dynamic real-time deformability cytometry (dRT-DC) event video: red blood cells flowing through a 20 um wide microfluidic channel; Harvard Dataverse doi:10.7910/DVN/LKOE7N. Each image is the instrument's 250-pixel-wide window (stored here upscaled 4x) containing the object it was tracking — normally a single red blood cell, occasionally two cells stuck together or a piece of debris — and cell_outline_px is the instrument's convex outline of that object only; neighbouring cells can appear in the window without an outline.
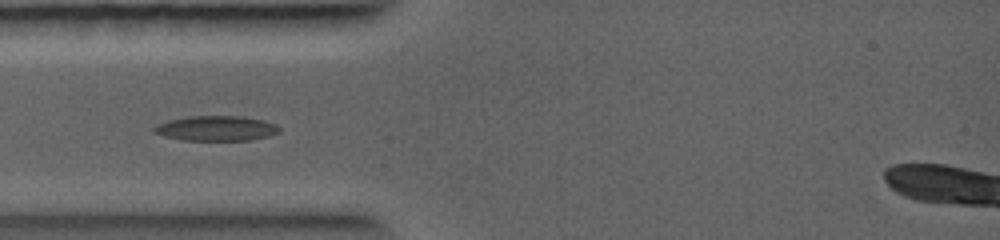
{"species": "common noctule bat (a hibernating species)", "species_latin": "Nyctalus noctula", "temperature_condition": "warm", "stored_images_in_passage": 22, "camera_frame_rate_fps": 5000, "um_per_image_px": 0.085, "animal": {"sex": "female", "body_mass_g": 19.0, "forearm_length_mm": 56.7}, "frame": {"image": 1, "passage_image": 4, "time_ms": 1.0, "image_size_px": [1000, 240], "cell_outline_px": [[280, 132], [268, 136], [248, 140], [184, 140], [164, 136], [156, 132], [152, 128], [168, 120], [188, 116], [240, 116], [264, 120], [276, 124], [280, 128]], "centroid_in_image_um": [18.42, 10.9], "position_along_channel_um": 66.6, "area_um2": 18.09}}
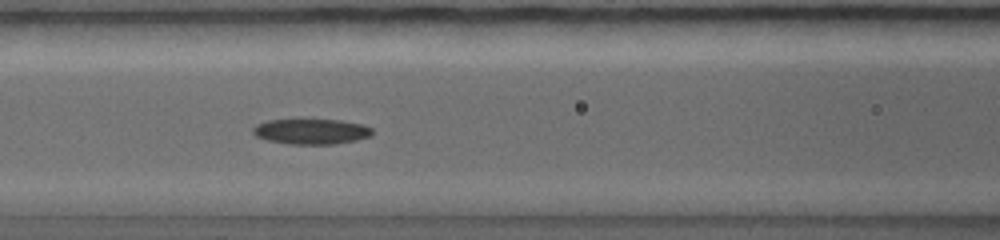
{"frame": {"image": 2, "passage_image": 7, "time_ms": 2.2, "image_size_px": [1000, 240], "cell_outline_px": [[372, 136], [356, 140], [332, 144], [288, 144], [268, 140], [256, 136], [252, 132], [252, 128], [256, 124], [268, 120], [300, 116], [340, 120], [364, 124], [372, 128]], "centroid_in_image_um": [26.43, 11.11], "position_along_channel_um": 140.2, "area_um2": 18.67}}
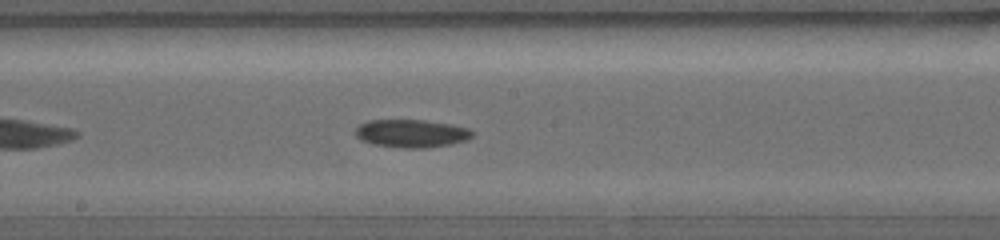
{"frame": {"image": 3, "passage_image": 10, "time_ms": 3.4, "image_size_px": [1000, 240], "cell_outline_px": [[472, 136], [468, 140], [452, 144], [424, 148], [400, 148], [372, 144], [360, 140], [356, 136], [356, 128], [360, 124], [368, 120], [424, 120], [452, 124], [468, 128], [472, 132]], "centroid_in_image_um": [34.97, 11.35], "position_along_channel_um": 213.2, "area_um2": 19.19}}